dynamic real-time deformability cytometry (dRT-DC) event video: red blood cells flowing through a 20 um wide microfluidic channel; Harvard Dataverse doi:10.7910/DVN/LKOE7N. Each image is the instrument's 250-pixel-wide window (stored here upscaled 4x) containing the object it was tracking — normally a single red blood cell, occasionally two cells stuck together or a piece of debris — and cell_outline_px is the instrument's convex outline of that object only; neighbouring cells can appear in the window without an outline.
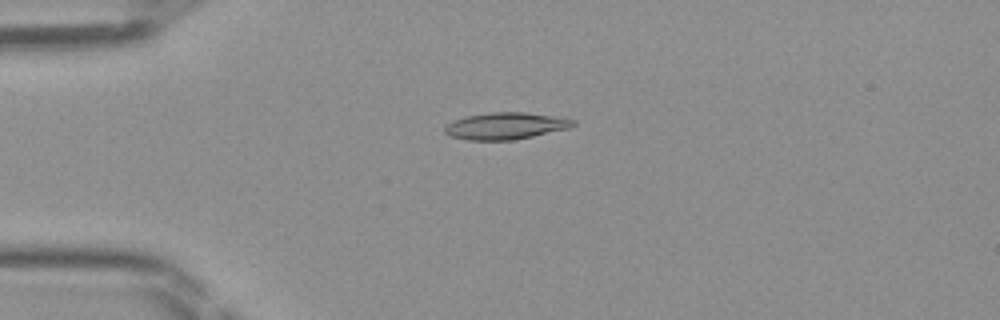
{"species": "Egyptian fruit bat (a non-hibernating species)", "species_latin": "Rousettus aegyptiacus", "temperature_condition": "room temperature", "stored_images_in_passage": 36, "camera_frame_rate_fps": 3000, "um_per_image_px": 0.085, "frame": {"image": 1, "passage_image": 1, "time_ms": 0.0, "image_size_px": [1000, 320], "cell_outline_px": [[576, 124], [572, 128], [516, 140], [468, 140], [452, 136], [444, 132], [444, 128], [452, 120], [468, 116], [492, 112], [524, 112], [576, 120]], "centroid_in_image_um": [43.01, 10.71], "position_along_channel_um": 42.0, "area_um2": 20.06}}
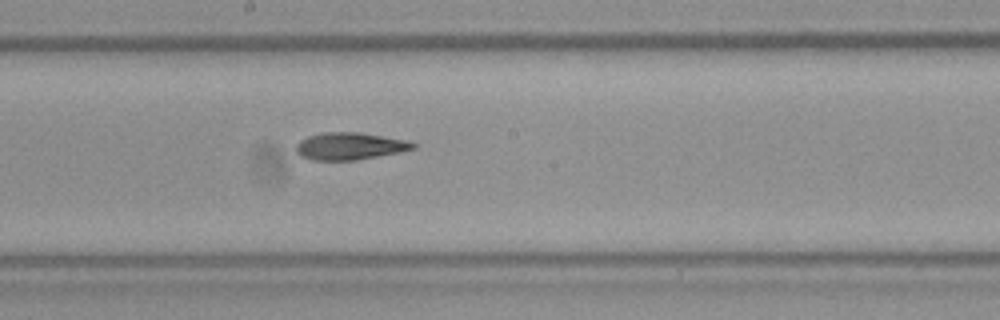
{"frame": {"image": 2, "passage_image": 15, "time_ms": 4.667, "image_size_px": [1000, 320], "cell_outline_px": [[420, 144], [416, 148], [400, 152], [356, 160], [312, 160], [300, 156], [296, 152], [296, 144], [300, 140], [308, 136], [324, 132], [360, 132], [408, 140]], "centroid_in_image_um": [29.76, 12.42], "position_along_channel_um": 218.4, "area_um2": 18.79}}
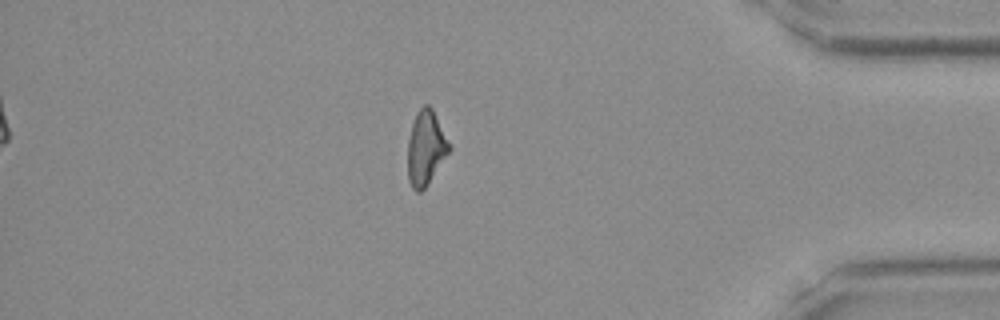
{"frame": {"image": 3, "passage_image": 30, "time_ms": 9.667, "image_size_px": [1000, 320], "cell_outline_px": [[452, 148], [424, 188], [420, 192], [416, 192], [412, 188], [408, 180], [408, 140], [412, 124], [416, 112], [424, 104], [428, 104], [432, 108], [452, 144]], "centroid_in_image_um": [36.21, 12.54], "position_along_channel_um": 399.0, "area_um2": 18.09}}